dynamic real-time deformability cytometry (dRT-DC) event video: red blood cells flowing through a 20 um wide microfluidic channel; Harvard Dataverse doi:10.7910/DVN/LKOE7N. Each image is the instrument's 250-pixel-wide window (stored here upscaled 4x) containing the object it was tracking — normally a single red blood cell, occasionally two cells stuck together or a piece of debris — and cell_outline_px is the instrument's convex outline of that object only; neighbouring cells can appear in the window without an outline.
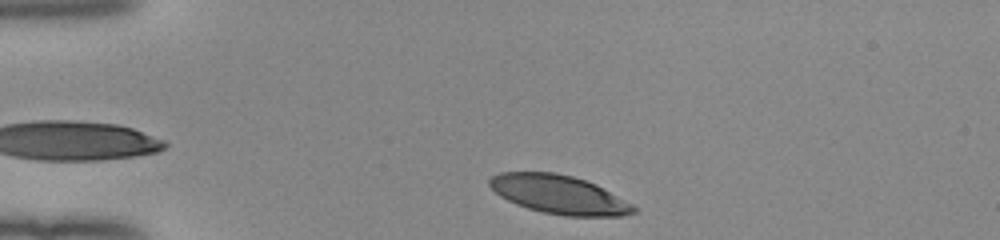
{"species": "human", "species_latin": "Homo sapiens", "temperature_condition": "room temperature", "stored_images_in_passage": 33, "camera_frame_rate_fps": 3000, "um_per_image_px": 0.085, "donor": {"sex": "female"}, "frame": {"image": 1, "passage_image": 1, "time_ms": 0.0, "image_size_px": [1000, 240], "cell_outline_px": [[640, 208], [636, 212], [624, 216], [564, 216], [544, 212], [528, 208], [516, 204], [500, 196], [488, 184], [488, 180], [492, 176], [500, 172], [556, 172], [572, 176], [596, 184]], "centroid_in_image_um": [47.55, 16.54], "position_along_channel_um": 37.5, "area_um2": 32.48}}
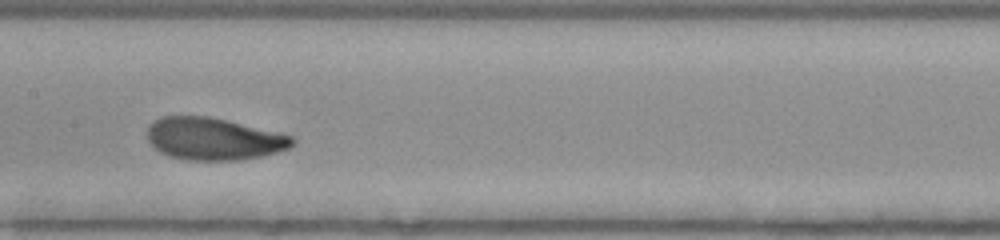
{"frame": {"image": 2, "passage_image": 16, "time_ms": 5.0, "image_size_px": [1000, 240], "cell_outline_px": [[296, 144], [288, 148], [276, 152], [260, 156], [240, 160], [188, 160], [172, 156], [160, 152], [148, 140], [148, 124], [160, 116], [208, 116], [280, 132], [292, 136], [296, 140]], "centroid_in_image_um": [18.18, 11.79], "position_along_channel_um": 189.2, "area_um2": 35.72}}
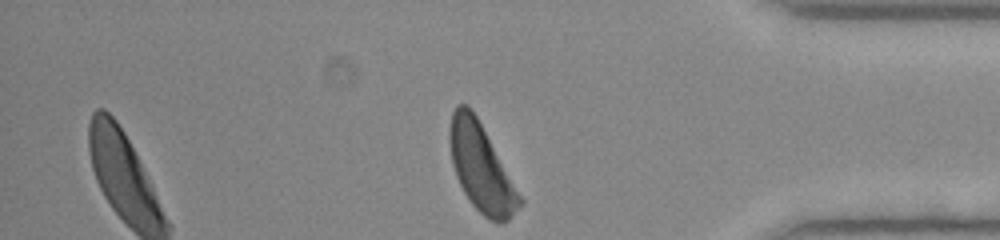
{"frame": {"image": 3, "passage_image": 33, "time_ms": 10.667, "image_size_px": [1000, 240], "cell_outline_px": [[524, 204], [508, 220], [500, 224], [484, 216], [472, 204], [464, 192], [456, 176], [452, 164], [448, 140], [448, 128], [452, 112], [456, 104], [468, 104], [472, 108], [524, 200]], "centroid_in_image_um": [40.89, 14.24], "position_along_channel_um": 394.3, "area_um2": 35.84}, "authors_computed_cell_mechanics": {"area_um2": 35.6626, "velocity_mm_per_s": 3.9862, "shape_relaxation_time_tau1_ms": 1.9439, "shape_relaxation_time_tau2_ms": 4.2301, "deformation_change_tau1": 0.1138, "deformation_change_tau2": 0.1104}}